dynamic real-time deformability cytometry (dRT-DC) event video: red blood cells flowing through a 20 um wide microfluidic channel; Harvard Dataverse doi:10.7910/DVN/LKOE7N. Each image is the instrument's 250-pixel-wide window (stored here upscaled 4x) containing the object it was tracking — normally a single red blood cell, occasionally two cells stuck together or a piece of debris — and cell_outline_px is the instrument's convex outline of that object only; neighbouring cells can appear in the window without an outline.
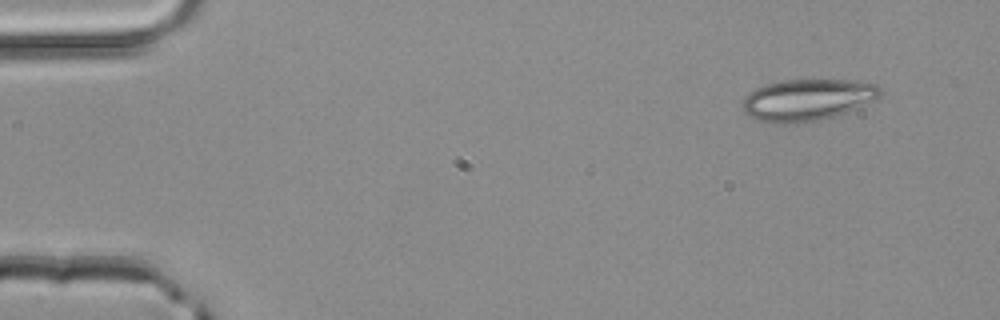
{"species": "common noctule bat (a hibernating species)", "species_latin": "Nyctalus noctula", "temperature_condition": "room temperature", "stored_images_in_passage": 3, "camera_frame_rate_fps": 3000, "um_per_image_px": 0.085, "animal": {"sex": "male", "body_mass_g": 20.4}, "frame": {"image": 1, "passage_image": 1, "time_ms": 0.0, "image_size_px": [1000, 320], "cell_outline_px": [[880, 96], [876, 100], [844, 112], [820, 120], [800, 124], [776, 124], [760, 120], [744, 112], [744, 96], [748, 92], [764, 84], [784, 80], [856, 80], [876, 84], [880, 88]], "centroid_in_image_um": [68.62, 8.48], "position_along_channel_um": 16.4, "area_um2": 33.41}}